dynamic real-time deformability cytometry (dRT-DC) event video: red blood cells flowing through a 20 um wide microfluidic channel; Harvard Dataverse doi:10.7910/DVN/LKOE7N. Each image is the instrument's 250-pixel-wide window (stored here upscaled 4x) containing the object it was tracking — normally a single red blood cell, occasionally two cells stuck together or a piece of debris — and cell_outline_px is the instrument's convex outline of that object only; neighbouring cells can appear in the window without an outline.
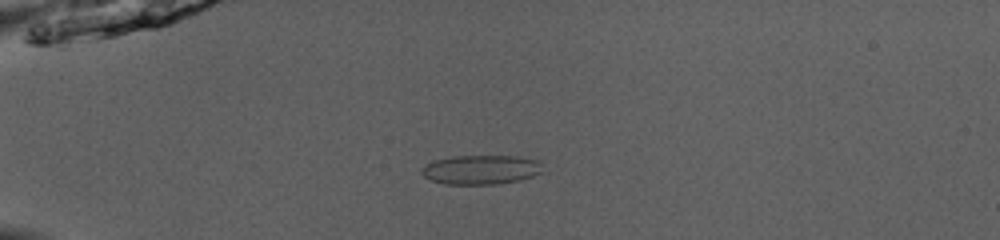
{"species": "common noctule bat (a hibernating species)", "species_latin": "Nyctalus noctula", "temperature_condition": "room temperature", "stored_images_in_passage": 39, "camera_frame_rate_fps": 3000, "um_per_image_px": 0.085, "animal": {"sex": "male", "body_mass_g": 13.0, "forearm_length_mm": 53.1}, "frame": {"image": 1, "passage_image": 3, "time_ms": 0.667, "image_size_px": [1000, 240], "cell_outline_px": [[540, 172], [532, 176], [520, 180], [496, 184], [444, 184], [432, 180], [424, 176], [420, 172], [420, 168], [424, 164], [432, 160], [452, 156], [516, 156], [540, 160]], "centroid_in_image_um": [40.81, 14.41], "position_along_channel_um": 44.2, "area_um2": 20.75}}
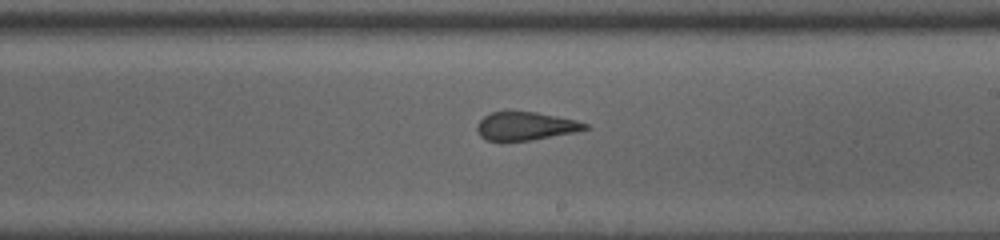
{"frame": {"image": 2, "passage_image": 20, "time_ms": 6.333, "image_size_px": [1000, 240], "cell_outline_px": [[588, 128], [576, 132], [532, 140], [488, 140], [480, 136], [476, 128], [476, 124], [484, 116], [492, 112], [536, 112], [576, 120], [588, 124]], "centroid_in_image_um": [44.68, 10.71], "position_along_channel_um": 244.3, "area_um2": 17.57}}
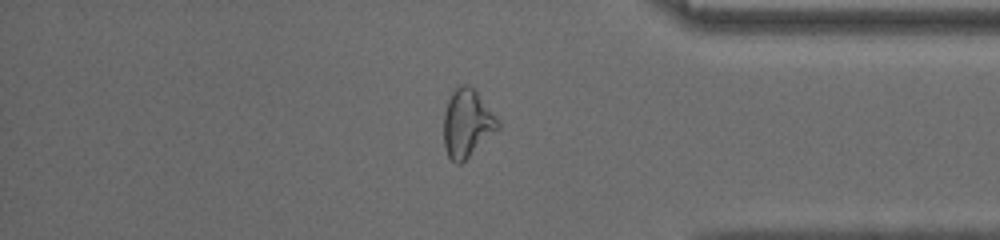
{"frame": {"image": 3, "passage_image": 32, "time_ms": 10.333, "image_size_px": [1000, 240], "cell_outline_px": [[500, 128], [460, 164], [456, 164], [448, 156], [444, 148], [444, 112], [448, 100], [452, 92], [460, 84], [468, 84], [476, 92], [500, 120]], "centroid_in_image_um": [39.7, 10.49], "position_along_channel_um": 395.5, "area_um2": 21.33}, "authors_computed_cell_mechanics": {"area_um2": 19.652, "velocity_mm_per_s": 4.076, "shape_relaxation_time_tau1_ms": null, "shape_relaxation_time_tau2_ms": 1.2115, "deformation_change_tau1": null, "deformation_change_tau2": 0.0554}}